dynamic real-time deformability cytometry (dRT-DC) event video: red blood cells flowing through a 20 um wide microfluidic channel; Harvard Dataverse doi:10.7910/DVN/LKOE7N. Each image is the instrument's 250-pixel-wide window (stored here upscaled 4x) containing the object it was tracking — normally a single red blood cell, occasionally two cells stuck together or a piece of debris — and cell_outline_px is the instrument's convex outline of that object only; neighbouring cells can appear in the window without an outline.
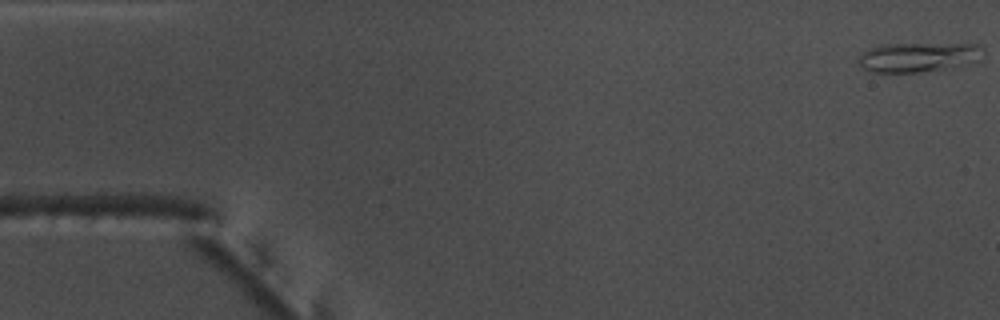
{"species": "common noctule bat (a hibernating species)", "species_latin": "Nyctalus noctula", "temperature_condition": "warm", "stored_images_in_passage": 53, "camera_frame_rate_fps": 3000, "um_per_image_px": 0.085, "animal": {"sex": "male", "body_mass_g": 17.5, "forearm_length_mm": 52.3}, "frame": {"image": 1, "passage_image": 1, "time_ms": 0.0, "image_size_px": [1000, 320], "cell_outline_px": [[984, 60], [944, 68], [916, 72], [872, 72], [860, 68], [856, 60], [860, 52], [884, 44], [976, 44], [984, 48]], "centroid_in_image_um": [78.04, 4.85], "position_along_channel_um": 7.0, "area_um2": 21.62}}
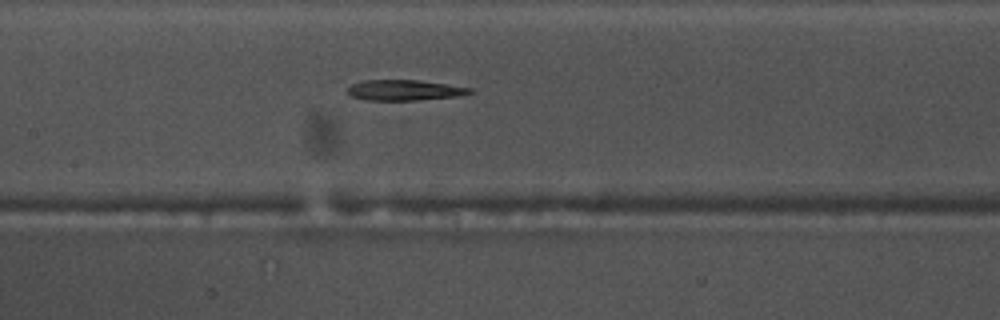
{"frame": {"image": 2, "passage_image": 25, "time_ms": 8.0, "image_size_px": [1000, 320], "cell_outline_px": [[476, 92], [456, 96], [416, 100], [368, 100], [352, 96], [348, 92], [348, 88], [352, 84], [364, 80], [420, 80], [448, 84], [472, 88]], "centroid_in_image_um": [34.43, 7.65], "position_along_channel_um": 173.0, "area_um2": 14.57}}
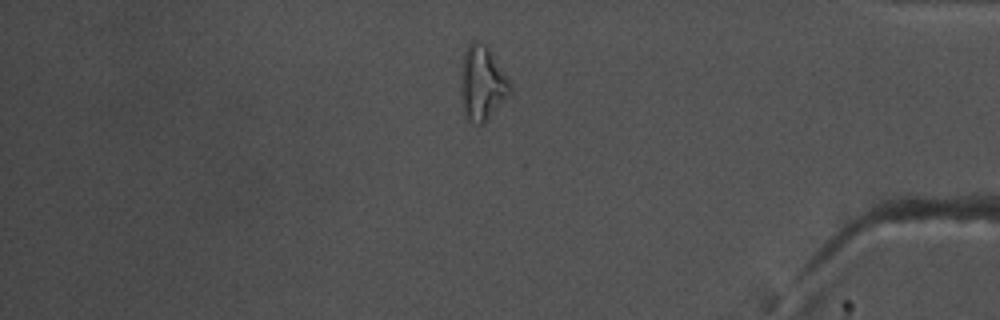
{"frame": {"image": 3, "passage_image": 45, "time_ms": 14.667, "image_size_px": [1000, 320], "cell_outline_px": [[512, 92], [484, 124], [480, 124], [468, 120], [464, 116], [460, 92], [460, 76], [464, 52], [468, 44], [472, 40], [480, 40], [488, 48], [512, 84]], "centroid_in_image_um": [40.97, 7.08], "position_along_channel_um": 394.2, "area_um2": 21.68}}